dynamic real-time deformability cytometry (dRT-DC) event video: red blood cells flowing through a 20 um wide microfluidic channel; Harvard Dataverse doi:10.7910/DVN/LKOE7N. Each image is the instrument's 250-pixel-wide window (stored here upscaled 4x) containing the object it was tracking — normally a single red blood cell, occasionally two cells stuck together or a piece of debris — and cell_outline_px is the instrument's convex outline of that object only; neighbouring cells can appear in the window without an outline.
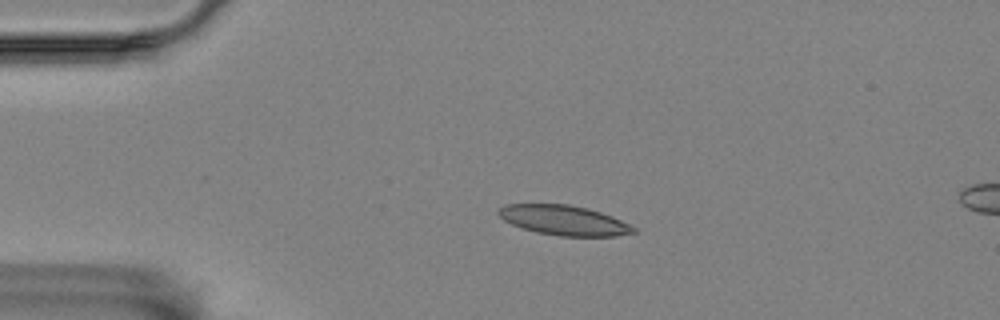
{"species": "Egyptian fruit bat (a non-hibernating species)", "species_latin": "Rousettus aegyptiacus", "temperature_condition": "room temperature", "stored_images_in_passage": 16, "camera_frame_rate_fps": 3000, "um_per_image_px": 0.085, "animal": {"sex": "female"}, "frame": {"image": 1, "passage_image": 12, "time_ms": 3.667, "image_size_px": [1000, 320], "cell_outline_px": [[636, 232], [616, 236], [560, 236], [536, 232], [520, 228], [504, 220], [496, 212], [496, 208], [504, 204], [568, 204], [588, 208], [612, 216], [636, 228]], "centroid_in_image_um": [47.88, 18.72], "position_along_channel_um": 37.1, "area_um2": 23.58}}